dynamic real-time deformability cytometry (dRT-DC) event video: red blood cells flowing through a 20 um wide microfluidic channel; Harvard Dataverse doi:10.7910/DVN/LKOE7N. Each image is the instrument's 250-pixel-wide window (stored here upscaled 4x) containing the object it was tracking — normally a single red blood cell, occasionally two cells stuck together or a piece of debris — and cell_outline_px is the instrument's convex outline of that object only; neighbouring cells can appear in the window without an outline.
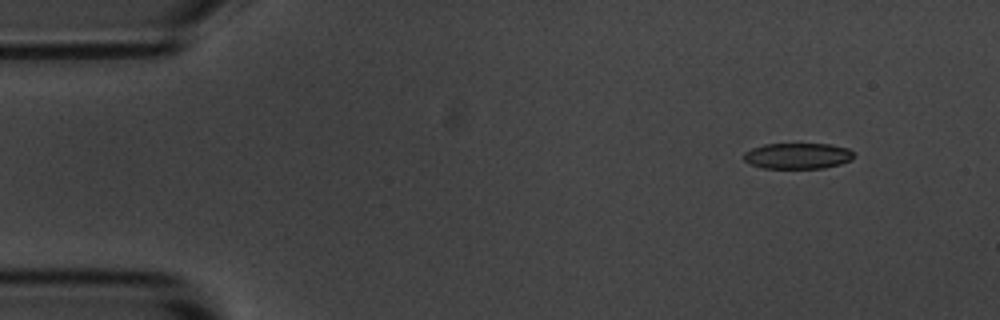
{"species": "common noctule bat (a hibernating species)", "species_latin": "Nyctalus noctula", "temperature_condition": "room temperature", "stored_images_in_passage": 5, "camera_frame_rate_fps": 3000, "um_per_image_px": 0.085, "animal": {"sex": "male", "body_mass_g": 20.1, "forearm_length_mm": 53.5}, "frame": {"image": 1, "passage_image": 1, "time_ms": 0.0, "image_size_px": [1000, 320], "cell_outline_px": [[852, 160], [840, 164], [824, 168], [764, 168], [752, 164], [744, 160], [744, 152], [752, 148], [764, 144], [828, 144], [848, 148], [852, 152]], "centroid_in_image_um": [67.8, 13.25], "position_along_channel_um": 17.2, "area_um2": 16.47}}
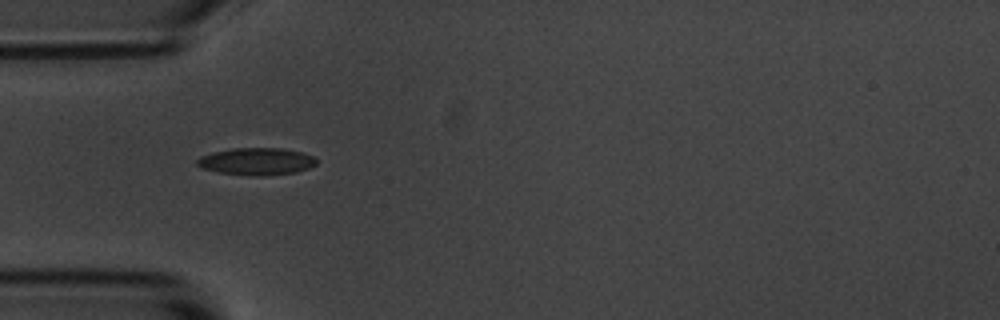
{"frame": {"image": 2, "passage_image": 4, "time_ms": 3.667, "image_size_px": [1000, 320], "cell_outline_px": [[316, 164], [308, 168], [296, 172], [264, 176], [252, 176], [220, 172], [204, 168], [196, 164], [196, 160], [200, 156], [212, 152], [232, 148], [280, 148], [300, 152], [312, 156], [316, 160]], "centroid_in_image_um": [21.78, 13.72], "position_along_channel_um": 63.2, "area_um2": 18.79}}